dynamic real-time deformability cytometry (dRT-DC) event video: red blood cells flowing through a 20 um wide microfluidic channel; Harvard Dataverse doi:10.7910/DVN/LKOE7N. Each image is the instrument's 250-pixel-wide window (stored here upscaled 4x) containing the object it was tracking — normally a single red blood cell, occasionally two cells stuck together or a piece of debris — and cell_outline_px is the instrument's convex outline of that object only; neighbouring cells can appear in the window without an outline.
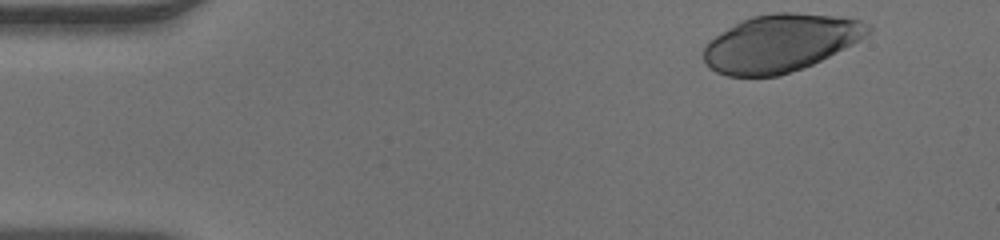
{"species": "human", "species_latin": "Homo sapiens", "temperature_condition": "warm", "stored_images_in_passage": 45, "camera_frame_rate_fps": 3000, "um_per_image_px": 0.085, "donor": {"sex": "male"}, "frame": {"image": 1, "passage_image": 1, "time_ms": 0.0, "image_size_px": [1000, 240], "cell_outline_px": [[872, 32], [860, 40], [812, 64], [780, 76], [728, 76], [716, 72], [708, 68], [704, 60], [704, 48], [708, 40], [740, 20], [752, 16], [776, 12], [792, 12], [840, 16], [860, 20], [868, 24], [872, 28]], "centroid_in_image_um": [66.32, 3.65], "position_along_channel_um": 18.7, "area_um2": 55.14}}
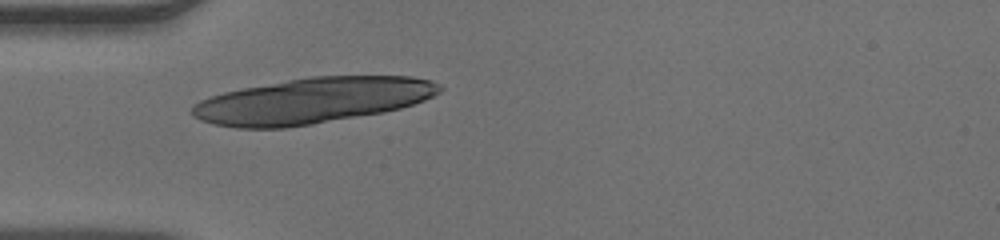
{"frame": {"image": 2, "passage_image": 11, "time_ms": 3.333, "image_size_px": [1000, 240], "cell_outline_px": [[444, 88], [440, 92], [424, 100], [400, 108], [384, 112], [312, 124], [284, 128], [236, 128], [212, 124], [200, 120], [192, 116], [188, 112], [192, 104], [200, 100], [224, 92], [244, 88], [288, 80], [312, 76], [408, 76], [432, 80], [440, 84]], "centroid_in_image_um": [26.52, 8.56], "position_along_channel_um": 58.5, "area_um2": 65.89}}